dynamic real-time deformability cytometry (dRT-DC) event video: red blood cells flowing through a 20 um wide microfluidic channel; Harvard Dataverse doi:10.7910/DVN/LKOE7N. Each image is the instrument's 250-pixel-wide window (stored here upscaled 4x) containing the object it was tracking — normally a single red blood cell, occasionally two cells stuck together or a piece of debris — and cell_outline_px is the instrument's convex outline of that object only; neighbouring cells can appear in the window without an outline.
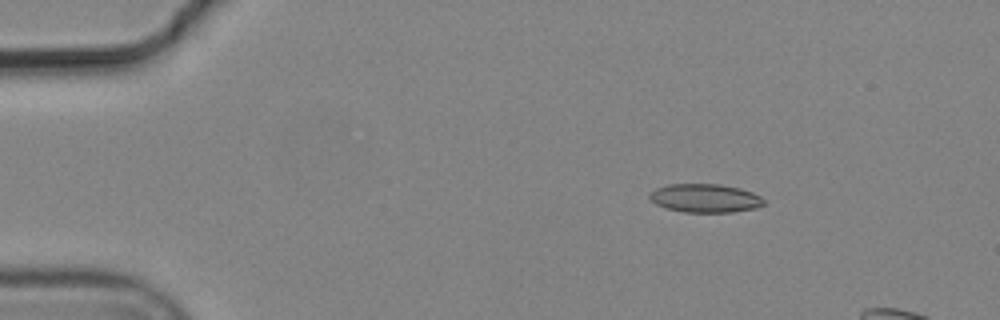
{"species": "common noctule bat (a hibernating species)", "species_latin": "Nyctalus noctula", "temperature_condition": "cold", "stored_images_in_passage": 3, "camera_frame_rate_fps": 3000, "um_per_image_px": 0.085, "animal": {"sex": "male", "body_mass_g": 19.2, "forearm_length_mm": 51.8}, "frame": {"image": 1, "passage_image": 1, "time_ms": 0.0, "image_size_px": [1000, 320], "cell_outline_px": [[764, 204], [756, 208], [732, 212], [684, 212], [664, 208], [656, 204], [648, 196], [648, 192], [656, 188], [668, 184], [720, 184], [740, 188], [752, 192], [760, 196], [764, 200]], "centroid_in_image_um": [59.91, 16.84], "position_along_channel_um": 25.1, "area_um2": 19.13}}